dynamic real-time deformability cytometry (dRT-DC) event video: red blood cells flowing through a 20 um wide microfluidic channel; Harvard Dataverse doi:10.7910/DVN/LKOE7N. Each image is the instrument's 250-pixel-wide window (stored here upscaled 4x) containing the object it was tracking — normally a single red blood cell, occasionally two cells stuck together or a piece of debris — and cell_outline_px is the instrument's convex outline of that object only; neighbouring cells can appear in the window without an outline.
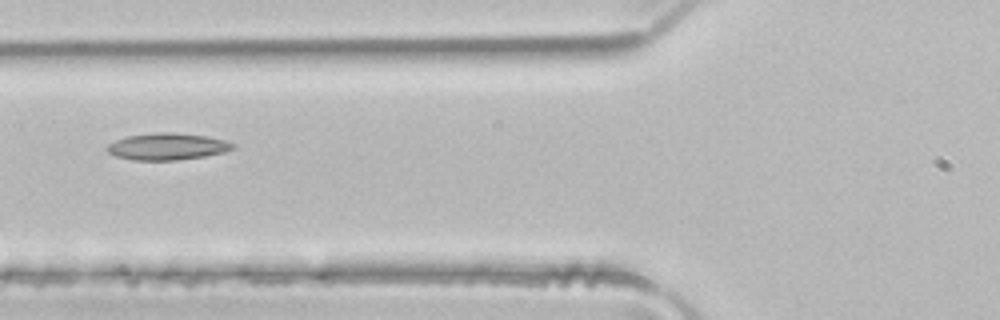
{"species": "common noctule bat (a hibernating species)", "species_latin": "Nyctalus noctula", "temperature_condition": "room temperature", "stored_images_in_passage": 5, "camera_frame_rate_fps": 3000, "um_per_image_px": 0.085, "animal": {"sex": "male", "body_mass_g": 21.5, "forearm_length_mm": 52.0}, "frame": {"image": 1, "passage_image": 5, "time_ms": 1.333, "image_size_px": [1000, 320], "cell_outline_px": [[236, 148], [224, 152], [204, 156], [176, 160], [132, 160], [116, 156], [108, 152], [104, 148], [108, 144], [116, 140], [128, 136], [156, 132], [176, 132], [208, 136], [224, 140], [236, 144]], "centroid_in_image_um": [14.23, 12.45], "position_along_channel_um": 111.6, "area_um2": 19.77}}